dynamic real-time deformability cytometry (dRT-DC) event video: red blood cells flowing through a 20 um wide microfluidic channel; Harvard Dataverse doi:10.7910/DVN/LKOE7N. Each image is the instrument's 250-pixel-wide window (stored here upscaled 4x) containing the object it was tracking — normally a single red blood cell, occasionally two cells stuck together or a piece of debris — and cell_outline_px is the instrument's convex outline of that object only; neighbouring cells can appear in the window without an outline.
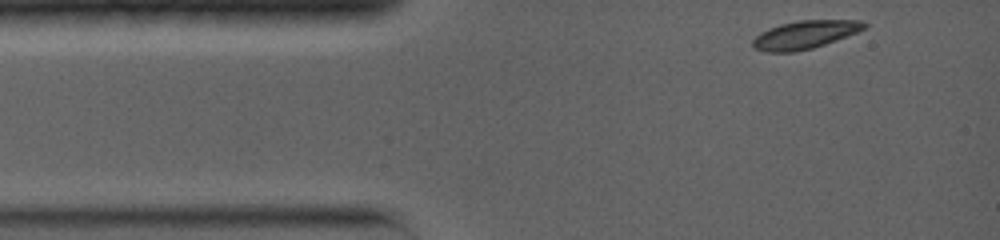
{"species": "common noctule bat (a hibernating species)", "species_latin": "Nyctalus noctula", "temperature_condition": "warm", "stored_images_in_passage": 40, "camera_frame_rate_fps": 5000, "um_per_image_px": 0.085, "animal": {"sex": "female", "body_mass_g": 19.0, "forearm_length_mm": 56.7}, "frame": {"image": 1, "passage_image": 1, "time_ms": 0.0, "image_size_px": [1000, 240], "cell_outline_px": [[868, 24], [864, 28], [856, 32], [836, 40], [812, 48], [792, 52], [768, 52], [752, 48], [752, 40], [760, 32], [768, 28], [780, 24], [800, 20], [864, 20]], "centroid_in_image_um": [68.38, 2.94], "position_along_channel_um": 16.6, "area_um2": 18.21}}
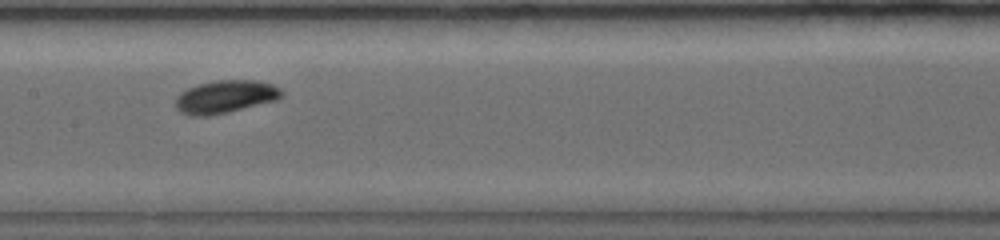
{"frame": {"image": 2, "passage_image": 18, "time_ms": 5.6, "image_size_px": [1000, 240], "cell_outline_px": [[284, 92], [276, 100], [228, 112], [208, 116], [188, 116], [180, 112], [176, 108], [176, 96], [180, 92], [196, 84], [216, 80], [256, 80], [272, 84], [280, 88]], "centroid_in_image_um": [19.11, 8.22], "position_along_channel_um": 188.3, "area_um2": 20.4}}
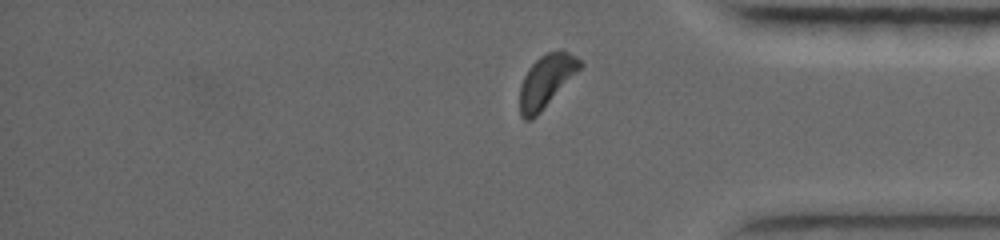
{"frame": {"image": 3, "passage_image": 36, "time_ms": 11.0, "image_size_px": [1000, 240], "cell_outline_px": [[584, 64], [540, 112], [532, 120], [524, 120], [520, 116], [520, 84], [528, 68], [540, 56], [548, 52], [560, 48], [576, 56]], "centroid_in_image_um": [46.41, 6.86], "position_along_channel_um": 388.8, "area_um2": 18.32}, "authors_computed_cell_mechanics": {"area_um2": 18.6116, "velocity_mm_per_s": 3.8815, "shape_relaxation_time_tau1_ms": 1.1825, "shape_relaxation_time_tau2_ms": null, "deformation_change_tau1": 0.1029, "deformation_change_tau2": null}}